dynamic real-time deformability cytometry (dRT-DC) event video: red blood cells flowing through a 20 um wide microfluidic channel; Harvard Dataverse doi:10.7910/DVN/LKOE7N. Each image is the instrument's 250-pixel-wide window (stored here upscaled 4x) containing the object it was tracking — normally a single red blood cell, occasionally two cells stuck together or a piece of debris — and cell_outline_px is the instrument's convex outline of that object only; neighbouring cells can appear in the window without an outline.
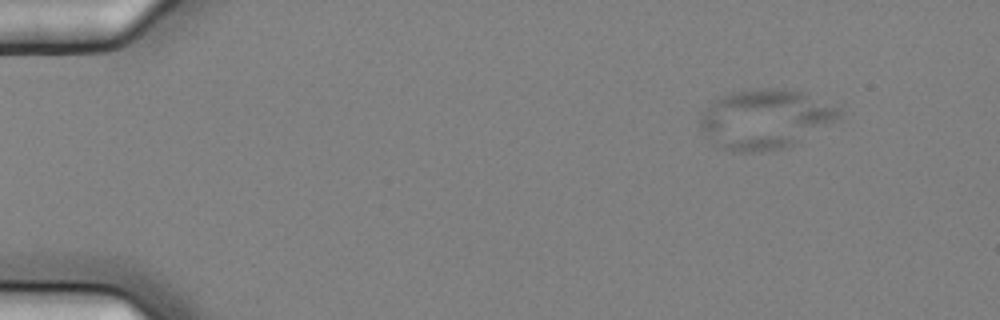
{"species": "common noctule bat (a hibernating species)", "species_latin": "Nyctalus noctula", "temperature_condition": "cold", "stored_images_in_passage": 4, "camera_frame_rate_fps": 3000, "um_per_image_px": 0.085, "animal": {"sex": "female", "body_mass_g": 25.1}, "frame": {"image": 1, "passage_image": 1, "time_ms": 0.0, "image_size_px": [1000, 320], "cell_outline_px": [[844, 112], [840, 116], [792, 144], [784, 148], [760, 152], [736, 152], [724, 148], [716, 144], [700, 128], [700, 112], [716, 100], [732, 92], [760, 88], [784, 88], [800, 92], [840, 108]], "centroid_in_image_um": [64.99, 10.11], "position_along_channel_um": 20.0, "area_um2": 47.05}}
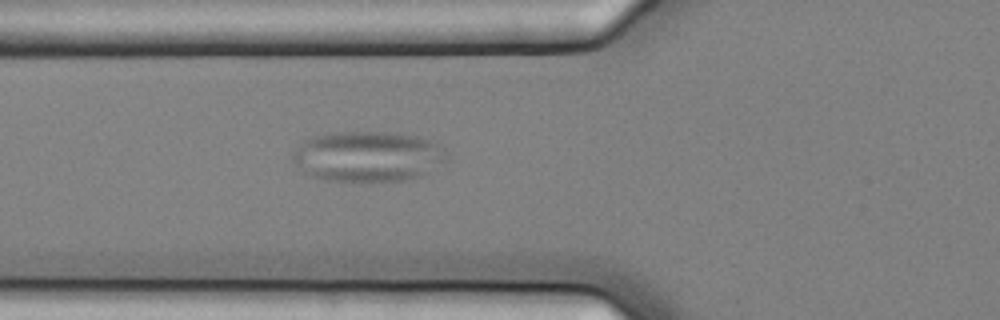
{"frame": {"image": 2, "passage_image": 4, "time_ms": 1.0, "image_size_px": [1000, 320], "cell_outline_px": [[448, 160], [420, 176], [404, 180], [324, 180], [312, 176], [304, 172], [292, 160], [292, 148], [304, 140], [316, 136], [332, 132], [384, 132], [416, 136], [428, 140], [444, 148], [448, 156]], "centroid_in_image_um": [31.23, 13.28], "position_along_channel_um": 94.6, "area_um2": 44.97}}